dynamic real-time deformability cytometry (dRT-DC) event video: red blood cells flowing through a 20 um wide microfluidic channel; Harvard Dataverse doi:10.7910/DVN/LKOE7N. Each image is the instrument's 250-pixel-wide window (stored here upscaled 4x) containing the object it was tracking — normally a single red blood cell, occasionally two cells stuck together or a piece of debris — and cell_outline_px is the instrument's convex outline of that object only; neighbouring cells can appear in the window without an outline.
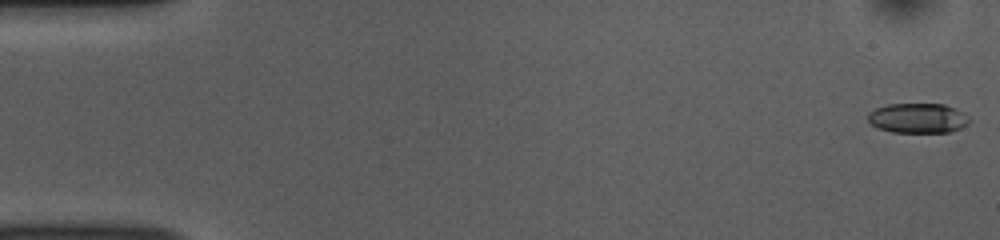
{"species": "common noctule bat (a hibernating species)", "species_latin": "Nyctalus noctula", "temperature_condition": "room temperature", "stored_images_in_passage": 53, "camera_frame_rate_fps": 3000, "um_per_image_px": 0.085, "animal": {"sex": "female", "body_mass_g": 10.0, "forearm_length_mm": 53.1}, "frame": {"image": 1, "passage_image": 1, "time_ms": 0.0, "image_size_px": [1000, 240], "cell_outline_px": [[972, 120], [968, 124], [960, 128], [948, 132], [892, 132], [876, 128], [868, 120], [868, 112], [876, 108], [888, 104], [944, 104], [968, 116]], "centroid_in_image_um": [77.99, 10.05], "position_along_channel_um": 7.0, "area_um2": 17.57}}
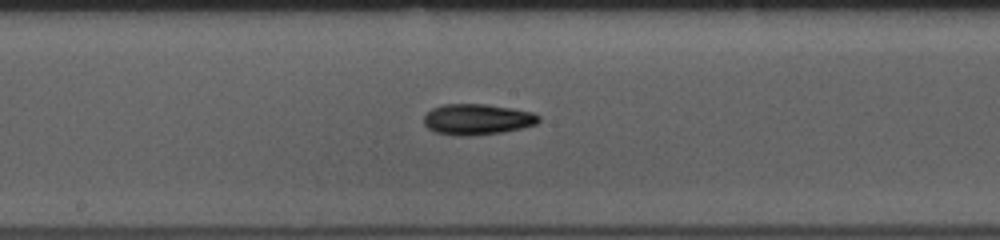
{"frame": {"image": 2, "passage_image": 28, "time_ms": 9.0, "image_size_px": [1000, 240], "cell_outline_px": [[540, 120], [536, 124], [520, 128], [500, 132], [472, 136], [456, 136], [436, 132], [428, 128], [424, 124], [424, 116], [432, 108], [444, 104], [484, 104], [512, 108], [532, 112], [540, 116]], "centroid_in_image_um": [40.55, 10.14], "position_along_channel_um": 207.7, "area_um2": 20.58}}
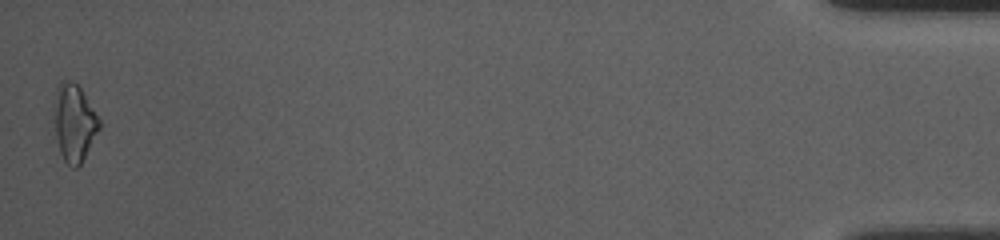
{"frame": {"image": 3, "passage_image": 53, "time_ms": 17.333, "image_size_px": [1000, 240], "cell_outline_px": [[100, 128], [80, 164], [76, 168], [72, 168], [64, 160], [60, 152], [56, 136], [52, 104], [56, 88], [60, 80], [68, 80], [76, 84], [80, 88], [100, 120]], "centroid_in_image_um": [6.26, 10.4], "position_along_channel_um": 428.9, "area_um2": 20.29}, "authors_computed_cell_mechanics": {"area_um2": 18.8428, "velocity_mm_per_s": 3.7677, "shape_relaxation_time_tau1_ms": 4.048, "shape_relaxation_time_tau2_ms": 8.7907, "deformation_change_tau1": 0.1467, "deformation_change_tau2": 0.1867}}